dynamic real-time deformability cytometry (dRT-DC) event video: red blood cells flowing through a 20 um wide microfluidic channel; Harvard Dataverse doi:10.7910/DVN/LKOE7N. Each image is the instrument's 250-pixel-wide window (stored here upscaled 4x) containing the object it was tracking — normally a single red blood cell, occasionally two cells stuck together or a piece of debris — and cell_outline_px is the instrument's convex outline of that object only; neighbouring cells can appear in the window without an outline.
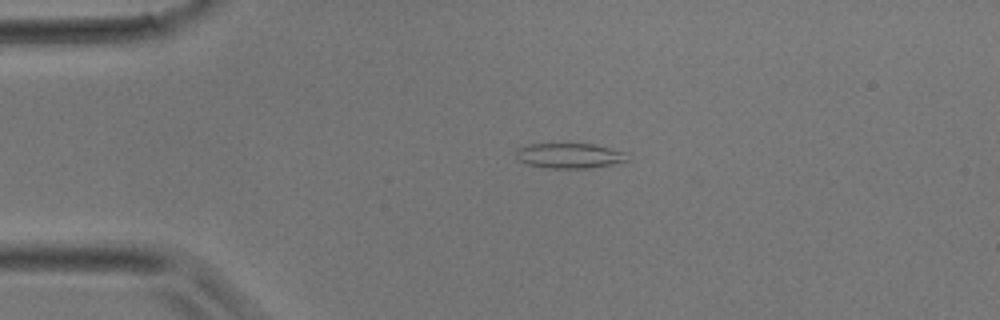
{"species": "common noctule bat (a hibernating species)", "species_latin": "Nyctalus noctula", "temperature_condition": "room temperature", "stored_images_in_passage": 5, "camera_frame_rate_fps": 3000, "um_per_image_px": 0.085, "animal": {"sex": "male", "body_mass_g": 17.9}, "frame": {"image": 1, "passage_image": 2, "time_ms": 0.333, "image_size_px": [1000, 320], "cell_outline_px": [[628, 160], [612, 164], [588, 168], [552, 168], [528, 164], [516, 160], [516, 148], [528, 144], [592, 144], [624, 152]], "centroid_in_image_um": [48.33, 13.23], "position_along_channel_um": 36.7, "area_um2": 16.07}}